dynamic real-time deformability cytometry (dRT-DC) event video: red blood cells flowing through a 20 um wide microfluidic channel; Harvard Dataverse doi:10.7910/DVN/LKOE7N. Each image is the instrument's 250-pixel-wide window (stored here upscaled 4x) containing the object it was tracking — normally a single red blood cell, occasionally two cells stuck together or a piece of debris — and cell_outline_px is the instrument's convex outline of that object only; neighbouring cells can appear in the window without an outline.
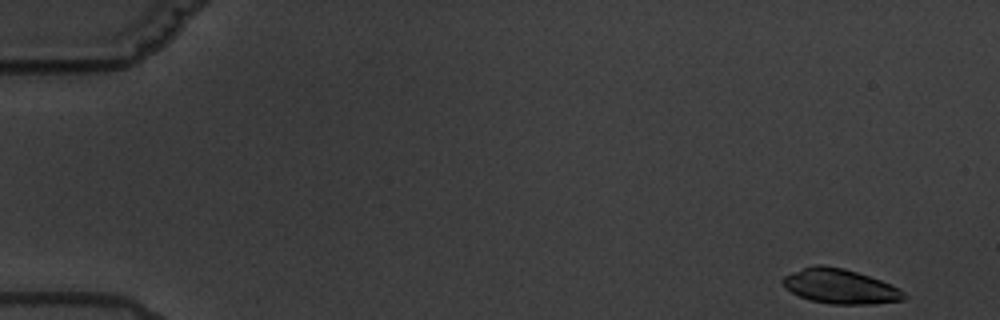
{"species": "common noctule bat (a hibernating species)", "species_latin": "Nyctalus noctula", "temperature_condition": "warm", "stored_images_in_passage": 6, "segment_of_instrument_passage": [1, 2], "camera_frame_rate_fps": 3000, "um_per_image_px": 0.085, "animal": {"sex": "male", "body_mass_g": 19.5, "forearm_length_mm": 54.6}, "frame": {"image": 1, "passage_image": 1, "time_ms": 0.0, "image_size_px": [1000, 320], "cell_outline_px": [[908, 296], [904, 300], [876, 304], [828, 304], [812, 300], [800, 296], [784, 288], [780, 280], [784, 276], [792, 272], [816, 264], [820, 264], [844, 268], [880, 280], [900, 288]], "centroid_in_image_um": [71.42, 24.35], "position_along_channel_um": 13.6, "area_um2": 24.57}}
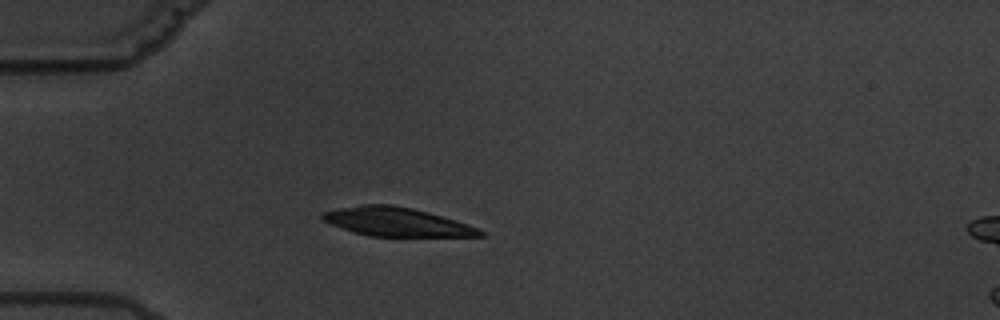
{"frame": {"image": 2, "passage_image": 5, "time_ms": 4.667, "image_size_px": [1000, 320], "cell_outline_px": [[484, 236], [368, 236], [332, 224], [324, 220], [320, 216], [324, 212], [336, 208], [360, 204], [392, 204], [412, 208], [428, 212], [456, 220], [468, 224], [484, 232]], "centroid_in_image_um": [33.71, 18.84], "position_along_channel_um": 51.3, "area_um2": 26.13}}